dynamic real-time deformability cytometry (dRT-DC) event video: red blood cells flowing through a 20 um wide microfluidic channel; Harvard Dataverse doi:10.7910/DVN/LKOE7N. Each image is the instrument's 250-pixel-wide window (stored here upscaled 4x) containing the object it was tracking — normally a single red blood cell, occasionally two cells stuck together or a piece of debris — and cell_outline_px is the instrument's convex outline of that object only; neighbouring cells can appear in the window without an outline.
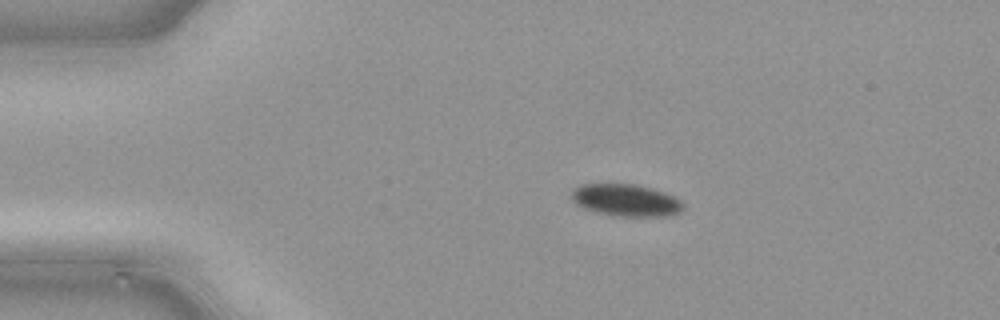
{"species": "common noctule bat (a hibernating species)", "species_latin": "Nyctalus noctula", "temperature_condition": "cold", "stored_images_in_passage": 40, "camera_frame_rate_fps": 3000, "um_per_image_px": 0.085, "animal": {"sex": "male", "body_mass_g": 21.5, "forearm_length_mm": 52.0}, "frame": {"image": 1, "passage_image": 1, "time_ms": 0.0, "image_size_px": [1000, 320], "cell_outline_px": [[684, 208], [680, 212], [668, 216], [612, 216], [596, 212], [584, 208], [576, 204], [572, 200], [572, 188], [584, 184], [632, 184], [652, 188], [672, 196], [680, 200], [684, 204]], "centroid_in_image_um": [53.19, 17.03], "position_along_channel_um": 31.8, "area_um2": 20.87}}
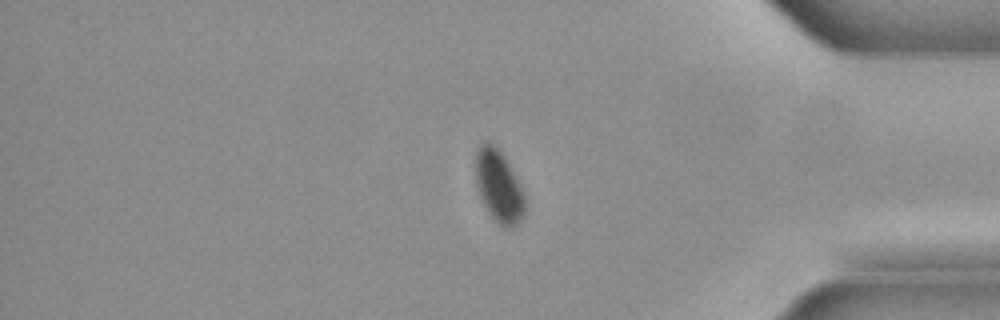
{"frame": {"image": 2, "passage_image": 32, "time_ms": 10.333, "image_size_px": [1000, 320], "cell_outline_px": [[524, 216], [512, 228], [508, 228], [500, 224], [488, 212], [480, 196], [476, 184], [476, 152], [480, 144], [492, 144], [500, 152], [508, 164], [524, 192]], "centroid_in_image_um": [42.39, 15.87], "position_along_channel_um": 392.8, "area_um2": 20.06}}
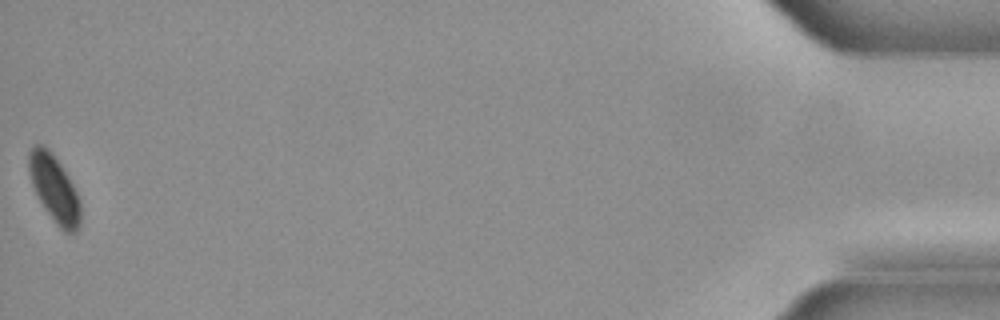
{"frame": {"image": 3, "passage_image": 40, "time_ms": 13.0, "image_size_px": [1000, 320], "cell_outline_px": [[80, 228], [76, 232], [64, 232], [56, 224], [44, 208], [32, 184], [28, 172], [28, 152], [36, 144], [44, 144], [52, 152], [68, 176], [80, 200]], "centroid_in_image_um": [4.61, 16.02], "position_along_channel_um": 430.6, "area_um2": 20.11}}